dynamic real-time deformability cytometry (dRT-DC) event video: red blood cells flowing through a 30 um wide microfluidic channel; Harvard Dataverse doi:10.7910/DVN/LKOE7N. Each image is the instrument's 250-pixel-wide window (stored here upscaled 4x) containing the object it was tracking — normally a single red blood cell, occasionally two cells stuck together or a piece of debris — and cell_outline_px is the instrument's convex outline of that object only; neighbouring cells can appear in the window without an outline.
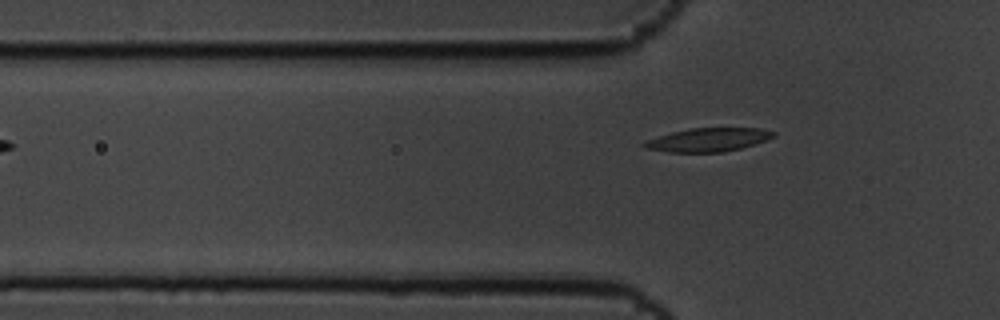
{"species": "common noctule bat (a hibernating species)", "species_latin": "Nyctalus noctula", "temperature_condition": "cold", "stored_images_in_passage": 5, "camera_frame_rate_fps": 3000, "um_per_image_px": 0.085, "animal": {"sex": "male", "body_mass_g": 19.5, "forearm_length_mm": 54.6}, "frame": {"image": 1, "passage_image": 5, "time_ms": 1.333, "image_size_px": [1000, 320], "cell_outline_px": [[776, 136], [740, 148], [724, 152], [668, 152], [644, 148], [640, 144], [648, 140], [672, 132], [688, 128], [760, 128], [776, 132]], "centroid_in_image_um": [60.18, 11.88], "position_along_channel_um": 65.6, "area_um2": 17.57}}